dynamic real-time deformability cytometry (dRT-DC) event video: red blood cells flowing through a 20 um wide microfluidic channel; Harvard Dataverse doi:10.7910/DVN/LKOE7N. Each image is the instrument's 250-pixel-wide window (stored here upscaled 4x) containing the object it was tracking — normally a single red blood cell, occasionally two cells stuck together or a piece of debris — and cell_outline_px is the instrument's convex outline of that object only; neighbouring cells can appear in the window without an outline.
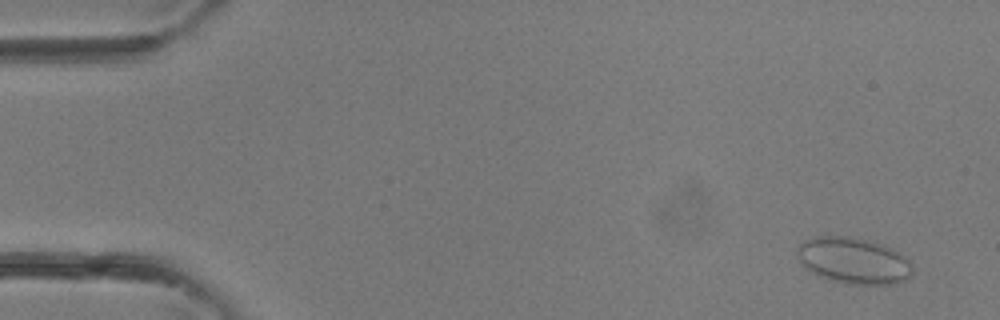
{"species": "common noctule bat (a hibernating species)", "species_latin": "Nyctalus noctula", "temperature_condition": "room temperature", "stored_images_in_passage": 3, "camera_frame_rate_fps": 3000, "um_per_image_px": 0.085, "animal": {"sex": "female"}, "frame": {"image": 1, "passage_image": 1, "time_ms": 0.0, "image_size_px": [1000, 320], "cell_outline_px": [[912, 276], [908, 280], [896, 284], [848, 284], [816, 276], [804, 268], [800, 260], [800, 244], [804, 240], [816, 236], [852, 236], [880, 244], [900, 252], [912, 264]], "centroid_in_image_um": [72.59, 22.17], "position_along_channel_um": 12.4, "area_um2": 31.15}}